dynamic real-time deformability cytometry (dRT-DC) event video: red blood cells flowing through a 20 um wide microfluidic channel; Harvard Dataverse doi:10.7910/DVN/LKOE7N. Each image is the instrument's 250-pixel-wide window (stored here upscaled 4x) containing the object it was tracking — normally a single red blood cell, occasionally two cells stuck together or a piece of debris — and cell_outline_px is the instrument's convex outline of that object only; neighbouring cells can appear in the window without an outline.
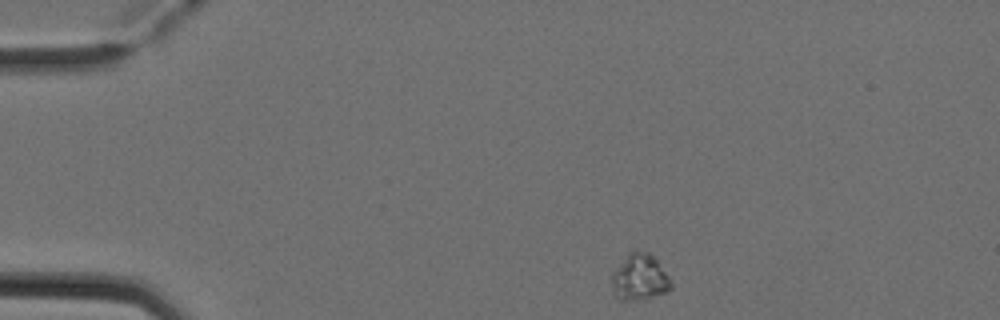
{"species": "Egyptian fruit bat (a non-hibernating species)", "species_latin": "Rousettus aegyptiacus", "temperature_condition": "cold", "stored_images_in_passage": 4, "camera_frame_rate_fps": 3000, "um_per_image_px": 0.085, "animal": {"sex": "female"}, "frame": {"image": 1, "passage_image": 1, "time_ms": 0.0, "image_size_px": [1000, 320], "cell_outline_px": [[672, 288], [668, 292], [644, 300], [620, 300], [612, 292], [612, 272], [628, 252], [648, 252], [656, 260], [668, 276], [672, 284]], "centroid_in_image_um": [54.36, 23.61], "position_along_channel_um": 30.6, "area_um2": 16.01}}
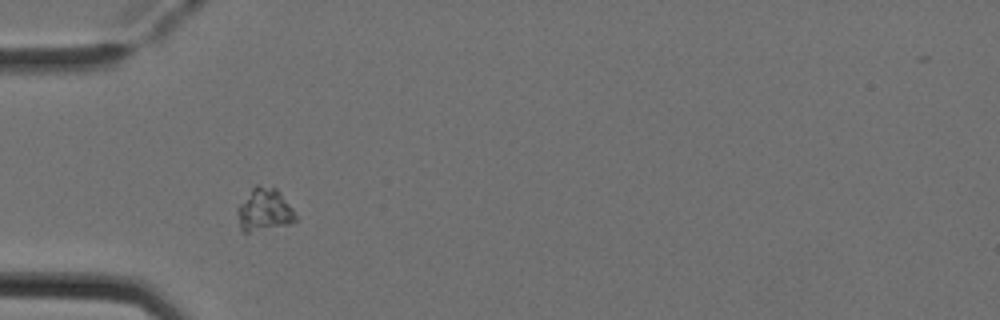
{"frame": {"image": 2, "passage_image": 3, "time_ms": 0.667, "image_size_px": [1000, 320], "cell_outline_px": [[296, 220], [292, 224], [248, 232], [244, 232], [240, 228], [236, 212], [236, 208], [252, 188], [256, 184], [276, 188], [280, 192], [292, 208], [296, 216]], "centroid_in_image_um": [22.45, 17.84], "position_along_channel_um": 62.5, "area_um2": 14.51}}
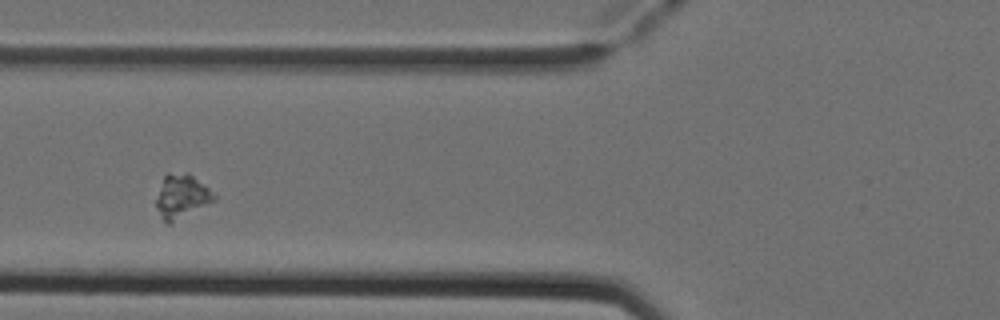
{"frame": {"image": 3, "passage_image": 4, "time_ms": 1.0, "image_size_px": [1000, 320], "cell_outline_px": [[216, 200], [172, 224], [168, 224], [160, 216], [156, 208], [156, 200], [164, 176], [168, 172], [188, 172], [208, 188], [216, 196]], "centroid_in_image_um": [15.44, 16.7], "position_along_channel_um": 110.4, "area_um2": 14.85}}